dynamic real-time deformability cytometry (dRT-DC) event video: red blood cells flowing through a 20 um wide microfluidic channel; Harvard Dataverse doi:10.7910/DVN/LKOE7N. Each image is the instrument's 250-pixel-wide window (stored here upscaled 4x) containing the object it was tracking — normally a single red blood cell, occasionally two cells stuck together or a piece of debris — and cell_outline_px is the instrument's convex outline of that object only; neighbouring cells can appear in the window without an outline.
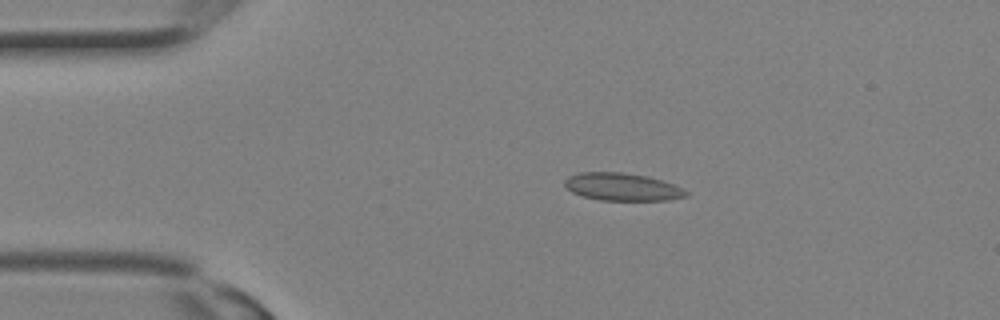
{"species": "Egyptian fruit bat (a non-hibernating species)", "species_latin": "Rousettus aegyptiacus", "temperature_condition": "room temperature", "stored_images_in_passage": 6, "camera_frame_rate_fps": 3000, "um_per_image_px": 0.085, "animal": {"sex": "female"}, "frame": {"image": 1, "passage_image": 1, "time_ms": 0.0, "image_size_px": [1000, 320], "cell_outline_px": [[688, 196], [668, 200], [600, 200], [584, 196], [572, 192], [564, 184], [564, 180], [568, 176], [580, 172], [624, 172], [648, 176], [664, 180], [688, 192]], "centroid_in_image_um": [52.89, 15.87], "position_along_channel_um": 32.1, "area_um2": 19.54}}
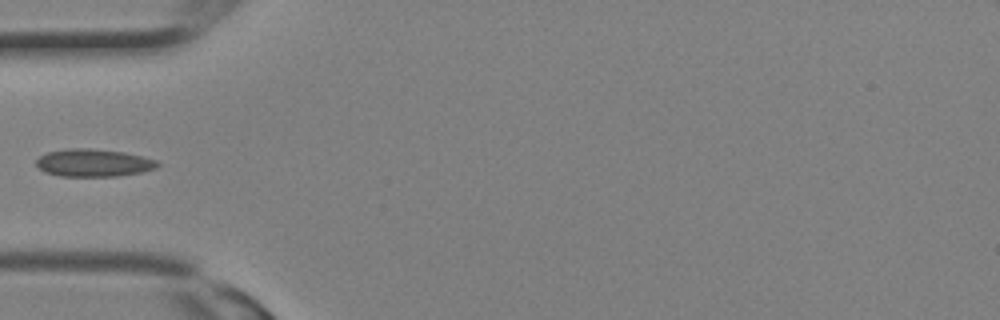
{"frame": {"image": 2, "passage_image": 5, "time_ms": 1.333, "image_size_px": [1000, 320], "cell_outline_px": [[160, 164], [156, 168], [140, 172], [116, 176], [60, 176], [44, 172], [36, 164], [36, 160], [40, 156], [48, 152], [68, 148], [92, 148], [124, 152], [156, 160]], "centroid_in_image_um": [7.93, 13.83], "position_along_channel_um": 77.1, "area_um2": 19.42}}